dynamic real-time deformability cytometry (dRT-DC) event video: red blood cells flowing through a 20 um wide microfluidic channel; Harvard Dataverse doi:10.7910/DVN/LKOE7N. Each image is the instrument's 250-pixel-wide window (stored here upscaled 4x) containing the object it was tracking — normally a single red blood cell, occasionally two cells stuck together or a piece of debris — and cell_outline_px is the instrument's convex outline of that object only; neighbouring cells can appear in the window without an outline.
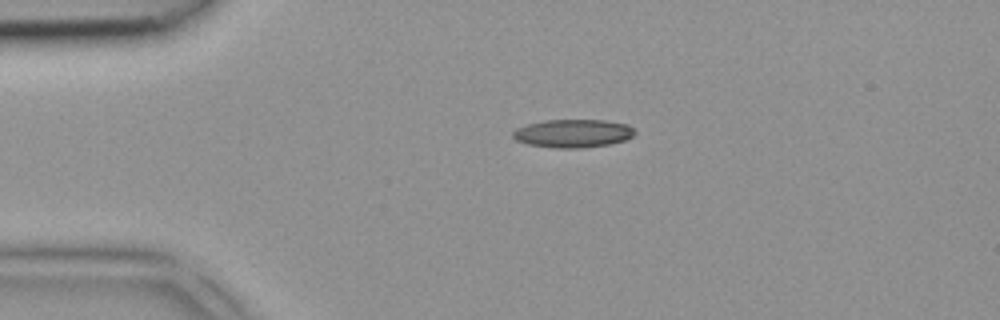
{"species": "common noctule bat (a hibernating species)", "species_latin": "Nyctalus noctula", "temperature_condition": "room temperature", "stored_images_in_passage": 2, "camera_frame_rate_fps": 3000, "um_per_image_px": 0.085, "animal": {"sex": "female", "body_mass_g": 18.4}, "frame": {"image": 1, "passage_image": 1, "time_ms": 0.0, "image_size_px": [1000, 320], "cell_outline_px": [[636, 132], [632, 136], [624, 140], [608, 144], [580, 148], [552, 148], [528, 144], [516, 140], [512, 136], [512, 132], [516, 128], [528, 124], [544, 120], [604, 120], [628, 124]], "centroid_in_image_um": [48.68, 11.33], "position_along_channel_um": 36.3, "area_um2": 20.0}}